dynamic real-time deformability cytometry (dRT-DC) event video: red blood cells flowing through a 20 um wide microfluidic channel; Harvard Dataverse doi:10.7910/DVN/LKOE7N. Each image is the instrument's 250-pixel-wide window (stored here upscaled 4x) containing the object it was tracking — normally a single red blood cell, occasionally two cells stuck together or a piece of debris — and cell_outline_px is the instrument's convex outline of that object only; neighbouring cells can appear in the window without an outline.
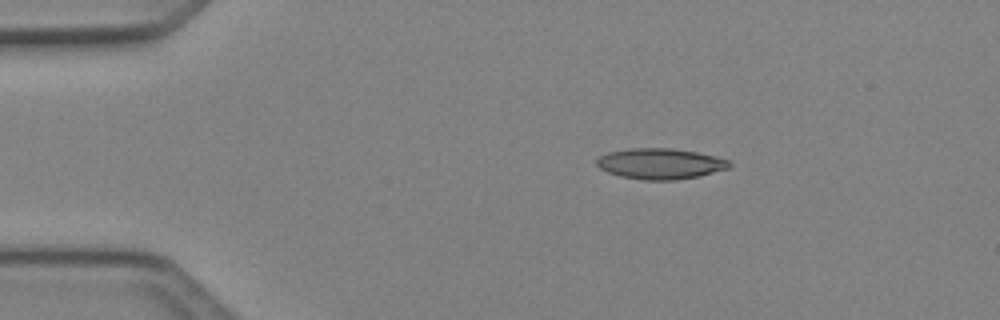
{"species": "Egyptian fruit bat (a non-hibernating species)", "species_latin": "Rousettus aegyptiacus", "temperature_condition": "cold", "stored_images_in_passage": 5, "camera_frame_rate_fps": 3000, "um_per_image_px": 0.085, "animal": {"sex": "female"}, "frame": {"image": 1, "passage_image": 2, "time_ms": 0.333, "image_size_px": [1000, 320], "cell_outline_px": [[732, 164], [728, 168], [700, 176], [676, 180], [644, 180], [620, 176], [608, 172], [600, 168], [596, 164], [596, 160], [600, 156], [608, 152], [628, 148], [672, 148], [696, 152], [716, 156], [728, 160]], "centroid_in_image_um": [56.12, 13.91], "position_along_channel_um": 28.9, "area_um2": 23.81}}
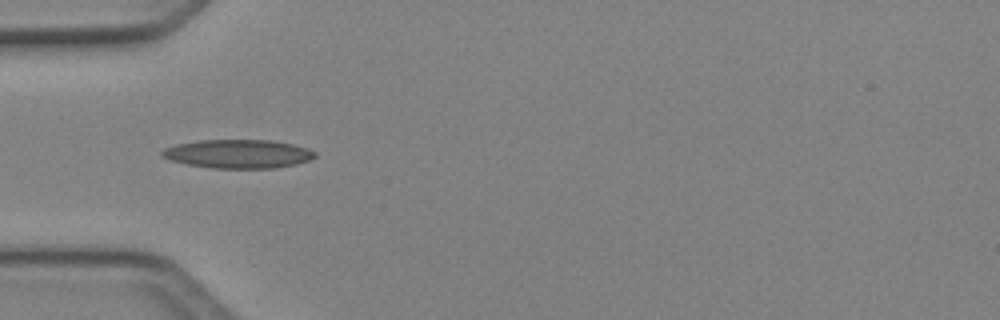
{"frame": {"image": 2, "passage_image": 4, "time_ms": 1.0, "image_size_px": [1000, 320], "cell_outline_px": [[316, 156], [308, 160], [296, 164], [276, 168], [212, 168], [188, 164], [172, 160], [160, 156], [160, 152], [164, 148], [176, 144], [196, 140], [272, 140], [292, 144], [308, 148], [316, 152]], "centroid_in_image_um": [20.23, 13.07], "position_along_channel_um": 64.8, "area_um2": 25.61}}
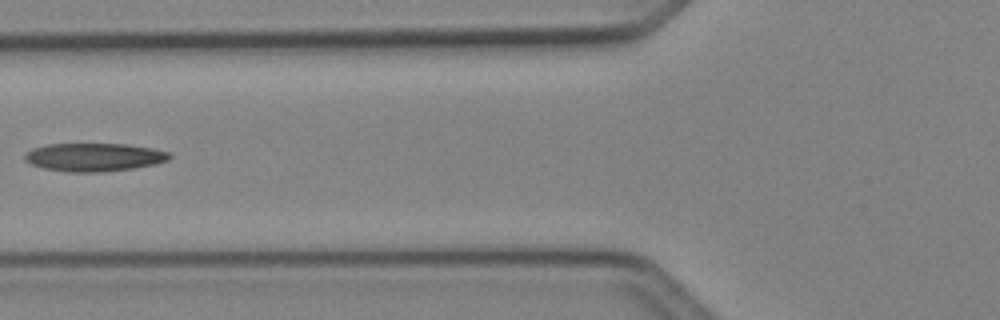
{"frame": {"image": 3, "passage_image": 5, "time_ms": 1.333, "image_size_px": [1000, 320], "cell_outline_px": [[172, 156], [168, 160], [156, 164], [132, 168], [104, 172], [68, 172], [44, 168], [32, 164], [24, 160], [24, 156], [32, 148], [44, 144], [128, 144], [152, 148], [172, 152]], "centroid_in_image_um": [8.03, 13.35], "position_along_channel_um": 117.8, "area_um2": 23.93}}